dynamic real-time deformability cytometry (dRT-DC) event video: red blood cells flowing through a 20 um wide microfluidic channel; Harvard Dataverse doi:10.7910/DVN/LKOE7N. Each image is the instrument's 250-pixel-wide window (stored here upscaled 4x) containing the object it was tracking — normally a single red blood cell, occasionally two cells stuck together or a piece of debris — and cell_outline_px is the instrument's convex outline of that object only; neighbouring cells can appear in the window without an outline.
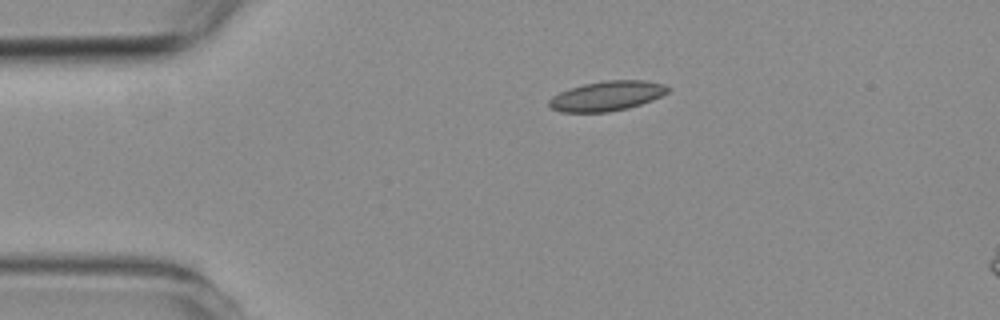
{"species": "common noctule bat (a hibernating species)", "species_latin": "Nyctalus noctula", "temperature_condition": "room temperature", "stored_images_in_passage": 3, "segment_of_instrument_passage": [1, 2], "camera_frame_rate_fps": 3000, "um_per_image_px": 0.085, "animal": {"sex": "female", "body_mass_g": 19.3, "forearm_length_mm": 54.1}, "frame": {"image": 1, "passage_image": 1, "time_ms": 0.0, "image_size_px": [1000, 320], "cell_outline_px": [[672, 88], [668, 92], [652, 100], [628, 108], [608, 112], [560, 112], [552, 108], [548, 104], [548, 100], [552, 96], [560, 92], [584, 84], [608, 80], [644, 80], [664, 84]], "centroid_in_image_um": [51.6, 8.16], "position_along_channel_um": 33.4, "area_um2": 20.52}}